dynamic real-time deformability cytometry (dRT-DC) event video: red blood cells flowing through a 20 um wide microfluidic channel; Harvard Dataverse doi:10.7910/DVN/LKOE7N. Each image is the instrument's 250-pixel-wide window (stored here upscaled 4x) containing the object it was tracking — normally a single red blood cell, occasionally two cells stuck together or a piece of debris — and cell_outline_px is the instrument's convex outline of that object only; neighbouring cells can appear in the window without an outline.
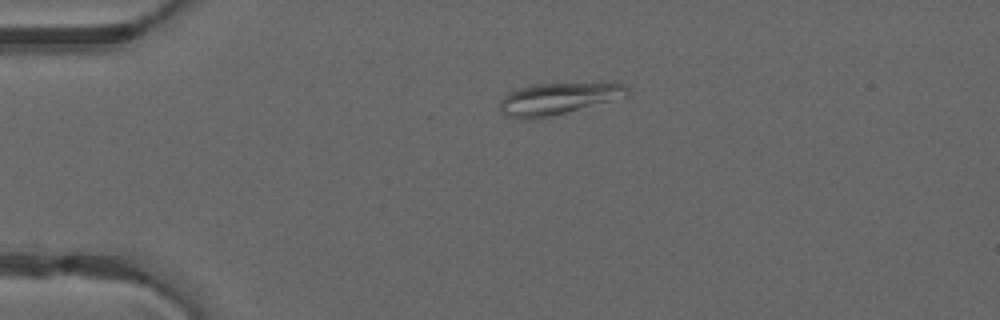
{"species": "common noctule bat (a hibernating species)", "species_latin": "Nyctalus noctula", "temperature_condition": "warm", "stored_images_in_passage": 35, "camera_frame_rate_fps": 3000, "um_per_image_px": 0.085, "animal": {"sex": "male", "forearm_length_mm": 52.5}, "frame": {"image": 1, "passage_image": 1, "time_ms": 0.0, "image_size_px": [1000, 320], "cell_outline_px": [[628, 96], [548, 116], [508, 116], [500, 112], [500, 100], [508, 92], [520, 88], [536, 84], [624, 84], [628, 88]], "centroid_in_image_um": [47.42, 8.35], "position_along_channel_um": 37.6, "area_um2": 22.2}}
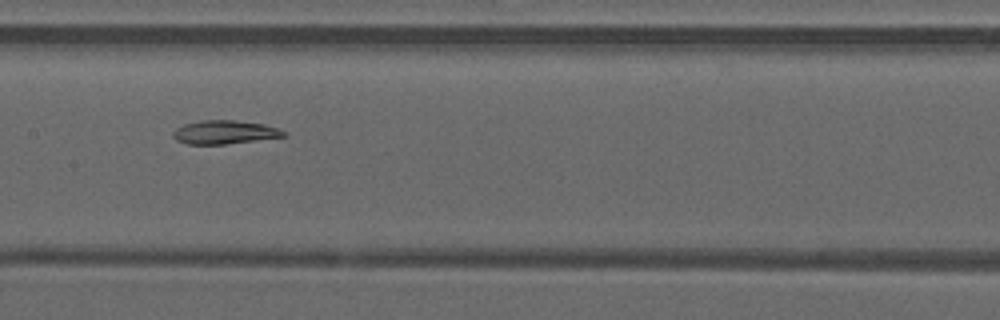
{"frame": {"image": 2, "passage_image": 15, "time_ms": 4.667, "image_size_px": [1000, 320], "cell_outline_px": [[288, 136], [224, 144], [188, 144], [176, 140], [172, 136], [172, 132], [176, 128], [184, 124], [200, 120], [236, 120], [264, 124], [288, 132]], "centroid_in_image_um": [19.09, 11.23], "position_along_channel_um": 188.3, "area_um2": 15.26}}
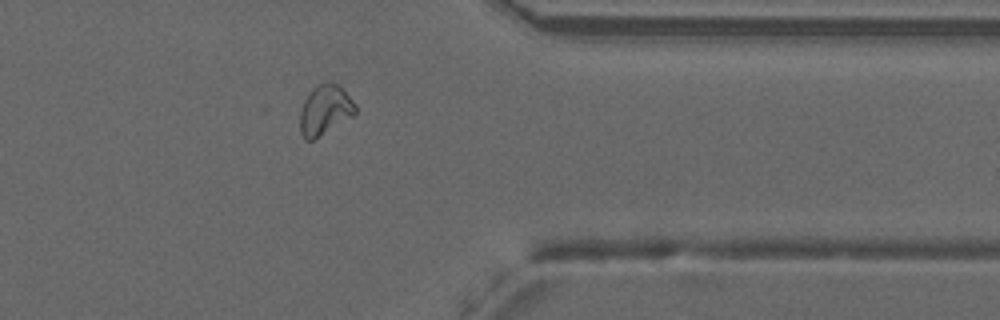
{"frame": {"image": 3, "passage_image": 30, "time_ms": 9.667, "image_size_px": [1000, 320], "cell_outline_px": [[356, 116], [312, 140], [304, 140], [300, 132], [300, 112], [304, 100], [308, 92], [312, 88], [328, 80], [332, 80], [356, 104]], "centroid_in_image_um": [27.62, 9.36], "position_along_channel_um": 383.8, "area_um2": 16.3}}